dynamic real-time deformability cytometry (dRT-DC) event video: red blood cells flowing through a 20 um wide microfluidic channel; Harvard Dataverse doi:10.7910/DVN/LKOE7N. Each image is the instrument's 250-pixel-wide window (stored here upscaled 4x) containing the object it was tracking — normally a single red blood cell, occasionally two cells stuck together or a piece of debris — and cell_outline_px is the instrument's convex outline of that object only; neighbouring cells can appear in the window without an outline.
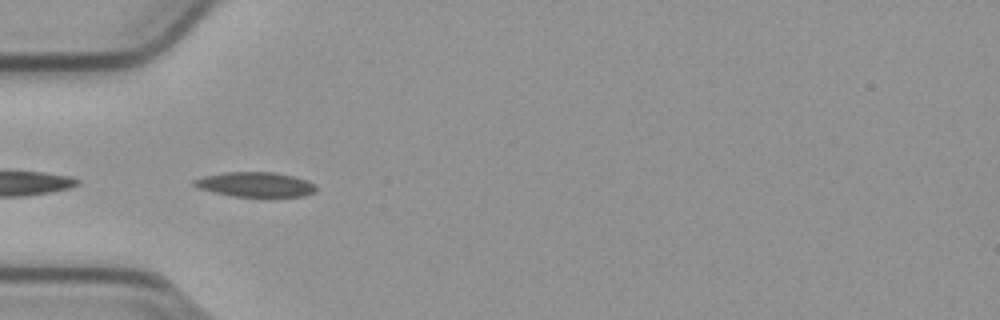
{"species": "common noctule bat (a hibernating species)", "species_latin": "Nyctalus noctula", "temperature_condition": "cold", "stored_images_in_passage": 4, "camera_frame_rate_fps": 3000, "um_per_image_px": 0.085, "animal": {"sex": "male", "body_mass_g": 23.1, "forearm_length_mm": 52.7}, "frame": {"image": 1, "passage_image": 1, "time_ms": 0.0, "image_size_px": [1000, 320], "cell_outline_px": [[316, 192], [304, 196], [232, 196], [200, 188], [192, 184], [192, 180], [204, 176], [224, 172], [272, 172], [292, 176], [316, 184]], "centroid_in_image_um": [21.71, 15.67], "position_along_channel_um": 63.3, "area_um2": 17.34}}